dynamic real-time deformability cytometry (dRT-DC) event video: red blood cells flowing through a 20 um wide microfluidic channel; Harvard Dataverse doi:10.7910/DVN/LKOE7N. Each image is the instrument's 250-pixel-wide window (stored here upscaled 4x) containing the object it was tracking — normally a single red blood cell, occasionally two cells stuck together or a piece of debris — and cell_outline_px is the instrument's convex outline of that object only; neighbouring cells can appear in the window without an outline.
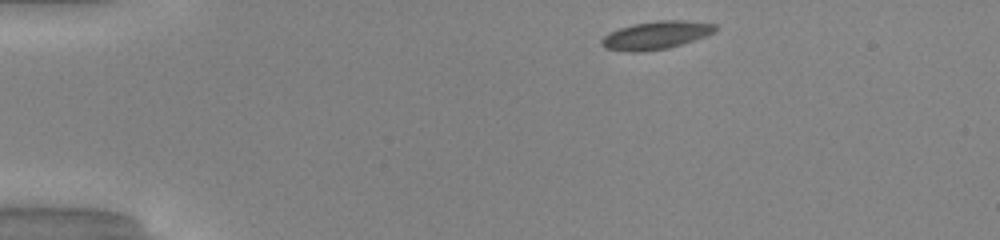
{"species": "common noctule bat (a hibernating species)", "species_latin": "Nyctalus noctula", "temperature_condition": "warm", "stored_images_in_passage": 42, "camera_frame_rate_fps": 3000, "um_per_image_px": 0.085, "animal": {"sex": "male", "body_mass_g": 20.0, "forearm_length_mm": 53.3}, "frame": {"image": 1, "passage_image": 1, "time_ms": 0.0, "image_size_px": [1000, 240], "cell_outline_px": [[716, 32], [668, 48], [636, 52], [628, 52], [604, 48], [600, 44], [600, 40], [604, 36], [620, 28], [636, 24], [660, 20], [684, 20], [716, 24]], "centroid_in_image_um": [55.75, 2.99], "position_along_channel_um": 29.3, "area_um2": 18.26}}
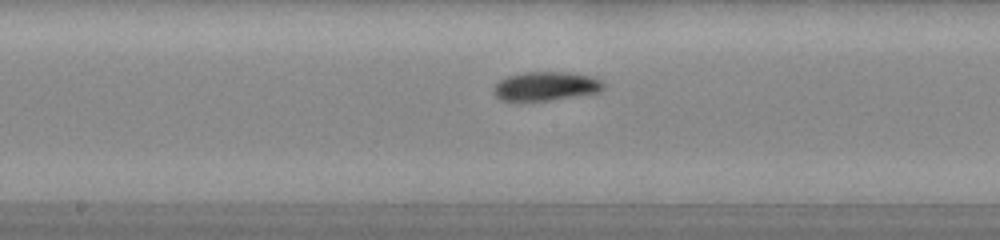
{"frame": {"image": 2, "passage_image": 19, "time_ms": 6.0, "image_size_px": [1000, 240], "cell_outline_px": [[604, 88], [600, 92], [548, 100], [516, 104], [500, 100], [492, 92], [492, 88], [500, 80], [508, 76], [524, 72], [564, 72], [592, 76], [600, 80], [604, 84]], "centroid_in_image_um": [46.31, 7.36], "position_along_channel_um": 201.9, "area_um2": 19.02}}
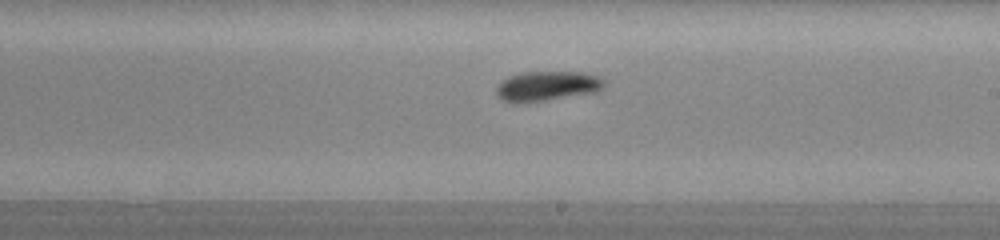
{"frame": {"image": 3, "passage_image": 22, "time_ms": 7.0, "image_size_px": [1000, 240], "cell_outline_px": [[604, 88], [596, 92], [544, 100], [512, 104], [504, 100], [496, 92], [496, 88], [508, 76], [524, 72], [584, 72], [596, 76], [604, 80]], "centroid_in_image_um": [46.51, 7.31], "position_along_channel_um": 242.5, "area_um2": 18.5}, "authors_computed_cell_mechanics": {"area_um2": 17.6868, "velocity_mm_per_s": 4.0889, "shape_relaxation_time_tau1_ms": 3.2933, "shape_relaxation_time_tau2_ms": 5.9509, "deformation_change_tau1": 0.1228, "deformation_change_tau2": 0.0832}}